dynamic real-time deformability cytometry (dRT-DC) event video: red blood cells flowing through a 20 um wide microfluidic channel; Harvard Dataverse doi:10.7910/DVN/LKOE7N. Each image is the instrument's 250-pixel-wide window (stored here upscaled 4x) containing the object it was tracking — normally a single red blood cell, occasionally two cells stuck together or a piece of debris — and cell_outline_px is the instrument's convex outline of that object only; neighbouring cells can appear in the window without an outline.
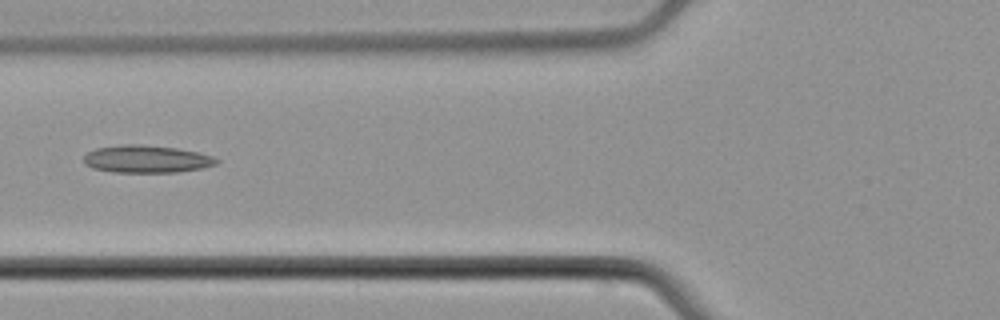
{"species": "common noctule bat (a hibernating species)", "species_latin": "Nyctalus noctula", "temperature_condition": "cold", "stored_images_in_passage": 2, "camera_frame_rate_fps": 3000, "um_per_image_px": 0.085, "animal": {"sex": "male", "body_mass_g": 21.5, "forearm_length_mm": 52.0}, "frame": {"image": 1, "passage_image": 2, "time_ms": 1.333, "image_size_px": [1000, 320], "cell_outline_px": [[220, 160], [216, 164], [200, 168], [176, 172], [112, 172], [92, 168], [84, 164], [84, 156], [88, 152], [96, 148], [120, 144], [140, 144], [176, 148], [196, 152], [212, 156]], "centroid_in_image_um": [12.41, 13.51], "position_along_channel_um": 113.4, "area_um2": 21.21}}